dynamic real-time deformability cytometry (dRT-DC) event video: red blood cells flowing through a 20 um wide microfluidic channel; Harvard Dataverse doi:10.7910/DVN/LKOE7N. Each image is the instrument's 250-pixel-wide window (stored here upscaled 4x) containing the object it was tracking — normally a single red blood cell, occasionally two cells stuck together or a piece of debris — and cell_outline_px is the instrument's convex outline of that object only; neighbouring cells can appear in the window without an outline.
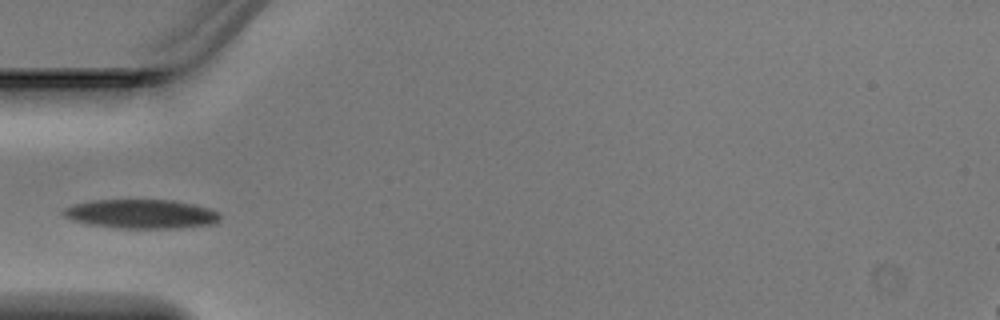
{"species": "Egyptian fruit bat (a non-hibernating species)", "species_latin": "Rousettus aegyptiacus", "temperature_condition": "warm", "stored_images_in_passage": 4, "camera_frame_rate_fps": 3000, "um_per_image_px": 0.085, "animal": {"sex": "male"}, "frame": {"image": 1, "passage_image": 4, "time_ms": 1.0, "image_size_px": [1000, 320], "cell_outline_px": [[220, 220], [216, 224], [176, 228], [120, 228], [88, 224], [72, 220], [64, 216], [60, 212], [64, 208], [72, 204], [92, 200], [172, 200], [192, 204], [208, 208], [220, 212]], "centroid_in_image_um": [12.0, 18.18], "position_along_channel_um": 73.0, "area_um2": 26.7}}